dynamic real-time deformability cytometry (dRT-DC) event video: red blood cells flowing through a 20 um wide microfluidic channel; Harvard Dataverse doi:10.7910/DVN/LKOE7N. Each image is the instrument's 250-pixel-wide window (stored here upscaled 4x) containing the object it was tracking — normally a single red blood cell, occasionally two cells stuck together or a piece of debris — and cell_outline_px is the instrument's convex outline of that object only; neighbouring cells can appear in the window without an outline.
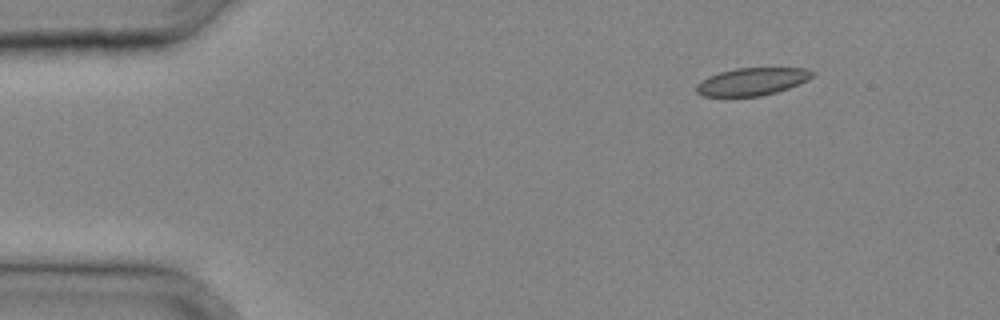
{"species": "common noctule bat (a hibernating species)", "species_latin": "Nyctalus noctula", "temperature_condition": "cold", "stored_images_in_passage": 7, "camera_frame_rate_fps": 3000, "um_per_image_px": 0.085, "animal": {"sex": "male", "body_mass_g": 20.4}, "frame": {"image": 1, "passage_image": 1, "time_ms": 0.0, "image_size_px": [1000, 320], "cell_outline_px": [[816, 72], [808, 80], [788, 88], [776, 92], [760, 96], [704, 96], [696, 92], [696, 84], [708, 76], [720, 72], [736, 68], [804, 68]], "centroid_in_image_um": [63.92, 6.93], "position_along_channel_um": 21.1, "area_um2": 18.55}}